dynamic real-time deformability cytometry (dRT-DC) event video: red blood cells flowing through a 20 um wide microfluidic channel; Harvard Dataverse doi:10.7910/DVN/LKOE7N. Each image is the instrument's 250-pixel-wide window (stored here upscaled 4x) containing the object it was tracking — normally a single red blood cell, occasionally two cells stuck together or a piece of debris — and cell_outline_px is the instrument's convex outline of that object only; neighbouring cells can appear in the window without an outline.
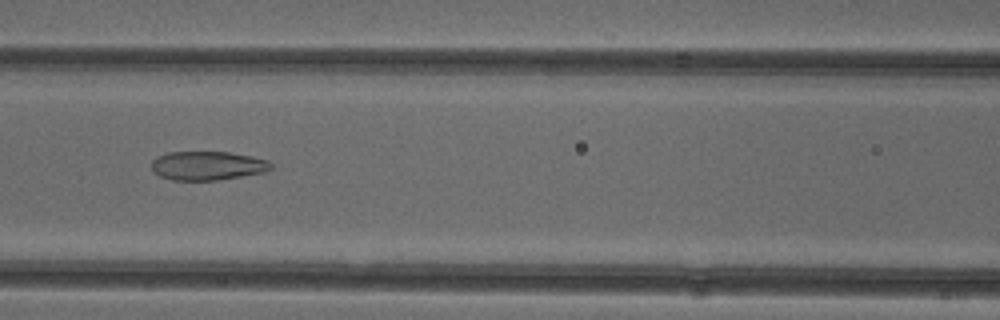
{"species": "common noctule bat (a hibernating species)", "species_latin": "Nyctalus noctula", "temperature_condition": "cold", "stored_images_in_passage": 33, "camera_frame_rate_fps": 3000, "um_per_image_px": 0.085, "animal": {"sex": "female"}, "frame": {"image": 1, "passage_image": 8, "time_ms": 2.333, "image_size_px": [1000, 320], "cell_outline_px": [[272, 168], [264, 172], [216, 180], [172, 180], [160, 176], [152, 172], [152, 160], [156, 156], [168, 152], [228, 152], [252, 156], [268, 160], [272, 164]], "centroid_in_image_um": [17.61, 14.08], "position_along_channel_um": 149.0, "area_um2": 20.11}}
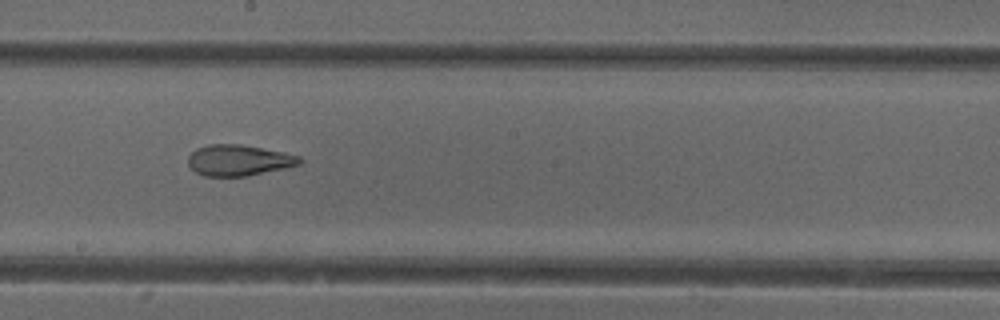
{"frame": {"image": 2, "passage_image": 14, "time_ms": 4.333, "image_size_px": [1000, 320], "cell_outline_px": [[304, 160], [300, 164], [284, 168], [244, 176], [204, 176], [196, 172], [188, 164], [188, 156], [196, 148], [208, 144], [240, 144], [284, 152], [300, 156]], "centroid_in_image_um": [20.29, 13.61], "position_along_channel_um": 227.9, "area_um2": 20.06}}
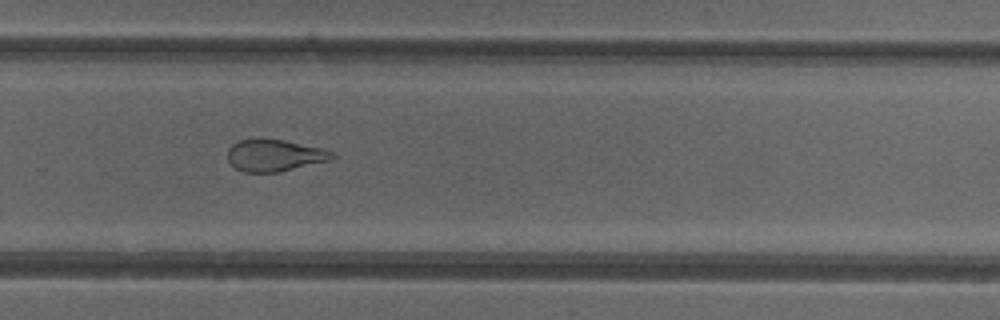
{"frame": {"image": 3, "passage_image": 20, "time_ms": 6.333, "image_size_px": [1000, 320], "cell_outline_px": [[336, 156], [328, 160], [280, 172], [244, 172], [236, 168], [228, 160], [228, 148], [232, 144], [240, 140], [260, 136], [284, 140], [324, 148], [336, 152]], "centroid_in_image_um": [23.33, 13.17], "position_along_channel_um": 306.5, "area_um2": 19.83}, "authors_computed_cell_mechanics": {"area_um2": 21.386, "velocity_mm_per_s": 3.9538, "shape_relaxation_time_tau1_ms": null, "shape_relaxation_time_tau2_ms": 2.1256, "deformation_change_tau1": null, "deformation_change_tau2": 0.1047}}